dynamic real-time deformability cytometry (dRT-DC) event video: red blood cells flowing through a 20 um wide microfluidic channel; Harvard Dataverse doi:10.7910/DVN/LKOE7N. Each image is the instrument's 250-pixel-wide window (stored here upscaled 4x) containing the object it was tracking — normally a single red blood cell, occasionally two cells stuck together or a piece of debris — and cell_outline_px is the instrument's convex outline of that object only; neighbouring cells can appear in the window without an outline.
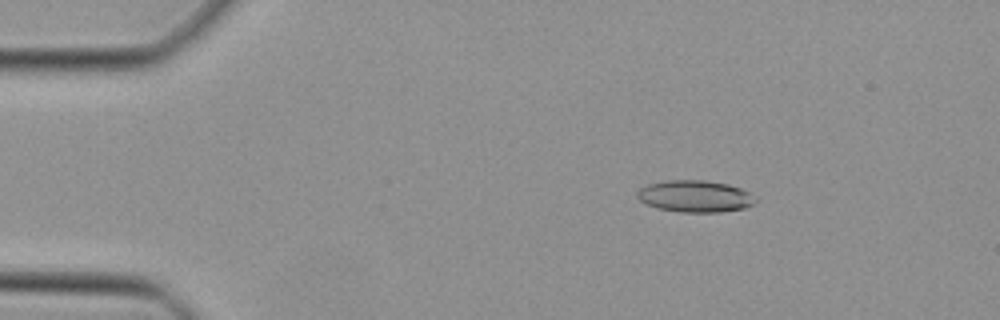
{"species": "Egyptian fruit bat (a non-hibernating species)", "species_latin": "Rousettus aegyptiacus", "temperature_condition": "cold", "stored_images_in_passage": 47, "camera_frame_rate_fps": 3000, "um_per_image_px": 0.085, "animal": {"sex": "female"}, "frame": {"image": 1, "passage_image": 8, "time_ms": 2.333, "image_size_px": [1000, 320], "cell_outline_px": [[756, 200], [752, 204], [744, 208], [720, 212], [680, 212], [656, 208], [640, 200], [636, 196], [636, 192], [640, 188], [648, 184], [664, 180], [704, 180], [728, 184], [740, 188], [756, 196]], "centroid_in_image_um": [59.06, 16.68], "position_along_channel_um": 25.9, "area_um2": 21.96}}
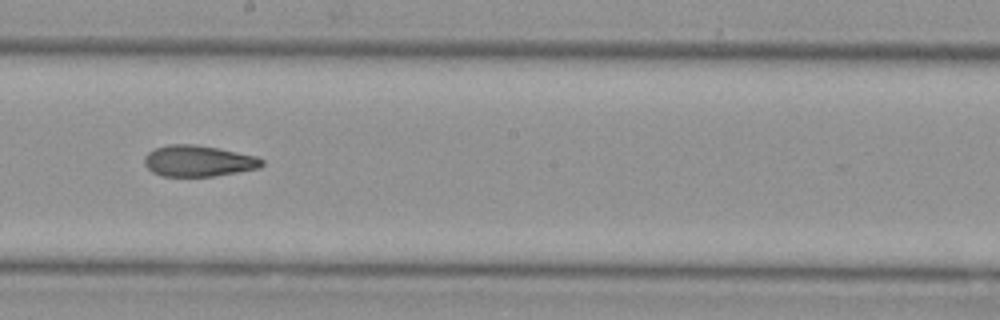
{"frame": {"image": 2, "passage_image": 27, "time_ms": 8.667, "image_size_px": [1000, 320], "cell_outline_px": [[264, 164], [260, 168], [212, 176], [164, 176], [152, 172], [144, 164], [144, 156], [148, 152], [156, 148], [168, 144], [196, 144], [220, 148], [256, 156], [264, 160]], "centroid_in_image_um": [16.86, 13.67], "position_along_channel_um": 231.3, "area_um2": 21.39}}
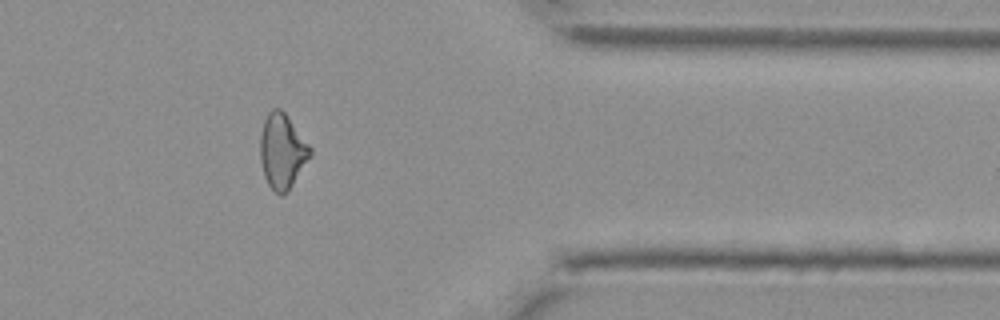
{"frame": {"image": 3, "passage_image": 39, "time_ms": 12.667, "image_size_px": [1000, 320], "cell_outline_px": [[312, 156], [284, 196], [280, 196], [268, 184], [264, 176], [260, 160], [260, 136], [264, 120], [268, 112], [272, 108], [280, 108], [284, 112], [312, 148]], "centroid_in_image_um": [23.99, 12.86], "position_along_channel_um": 387.4, "area_um2": 21.85}}